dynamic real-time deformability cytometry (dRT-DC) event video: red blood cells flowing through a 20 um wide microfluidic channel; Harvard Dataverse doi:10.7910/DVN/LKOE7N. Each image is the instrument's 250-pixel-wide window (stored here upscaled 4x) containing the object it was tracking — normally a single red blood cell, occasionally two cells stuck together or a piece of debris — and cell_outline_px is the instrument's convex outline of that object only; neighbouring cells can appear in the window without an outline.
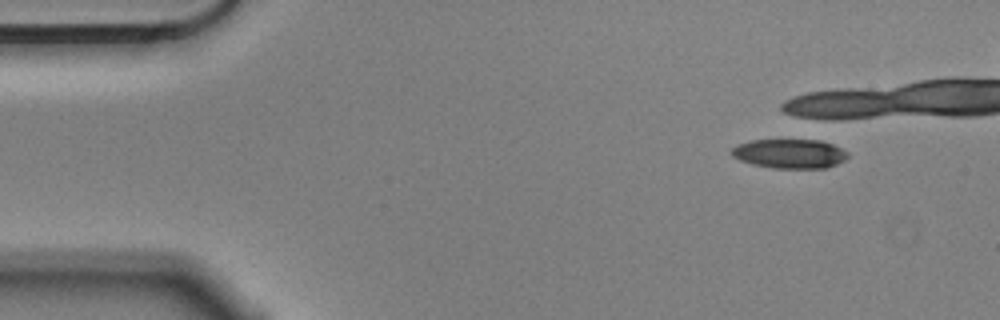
{"species": "Egyptian fruit bat (a non-hibernating species)", "species_latin": "Rousettus aegyptiacus", "temperature_condition": "cold", "stored_images_in_passage": 2, "camera_frame_rate_fps": 3000, "um_per_image_px": 0.085, "animal": {"sex": "male"}, "frame": {"image": 1, "passage_image": 1, "time_ms": 0.0, "image_size_px": [1000, 320], "cell_outline_px": [[848, 156], [844, 160], [836, 164], [824, 168], [772, 168], [752, 164], [740, 160], [732, 156], [728, 152], [736, 144], [748, 140], [820, 140], [832, 144], [848, 152]], "centroid_in_image_um": [67.07, 13.06], "position_along_channel_um": 17.9, "area_um2": 19.94}}